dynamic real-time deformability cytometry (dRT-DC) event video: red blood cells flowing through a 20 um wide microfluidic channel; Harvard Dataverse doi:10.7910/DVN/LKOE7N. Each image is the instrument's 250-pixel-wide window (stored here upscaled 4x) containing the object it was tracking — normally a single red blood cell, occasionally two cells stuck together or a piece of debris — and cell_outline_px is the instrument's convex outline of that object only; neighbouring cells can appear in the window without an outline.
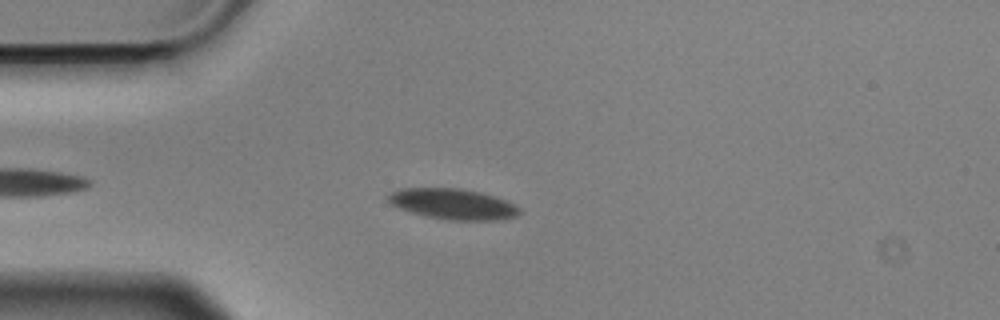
{"species": "Egyptian fruit bat (a non-hibernating species)", "species_latin": "Rousettus aegyptiacus", "temperature_condition": "cold", "stored_images_in_passage": 45, "camera_frame_rate_fps": 3000, "um_per_image_px": 0.085, "animal": {"sex": "male"}, "frame": {"image": 1, "passage_image": 7, "time_ms": 2.0, "image_size_px": [1000, 320], "cell_outline_px": [[520, 212], [516, 216], [500, 220], [448, 220], [424, 216], [400, 208], [392, 204], [388, 200], [388, 196], [392, 192], [400, 188], [460, 188], [480, 192], [504, 200], [520, 208]], "centroid_in_image_um": [38.49, 17.34], "position_along_channel_um": 46.5, "area_um2": 23.24}}
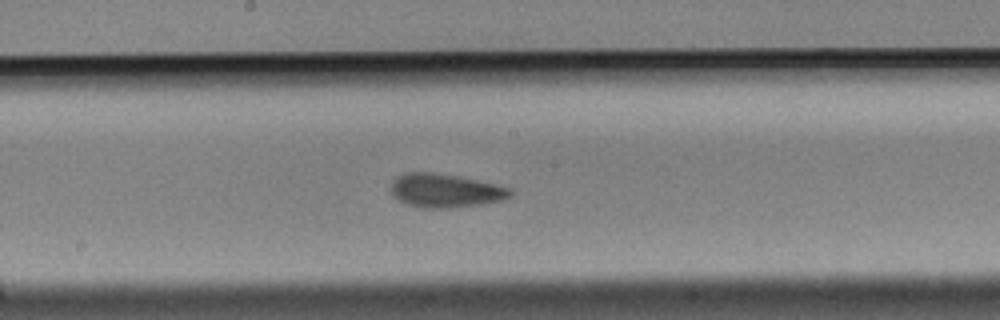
{"frame": {"image": 2, "passage_image": 22, "time_ms": 7.0, "image_size_px": [1000, 320], "cell_outline_px": [[512, 196], [504, 200], [484, 204], [448, 208], [424, 208], [408, 204], [396, 200], [392, 192], [392, 180], [396, 176], [408, 172], [432, 172], [456, 176], [496, 184], [512, 188]], "centroid_in_image_um": [37.87, 16.21], "position_along_channel_um": 210.3, "area_um2": 23.52}}
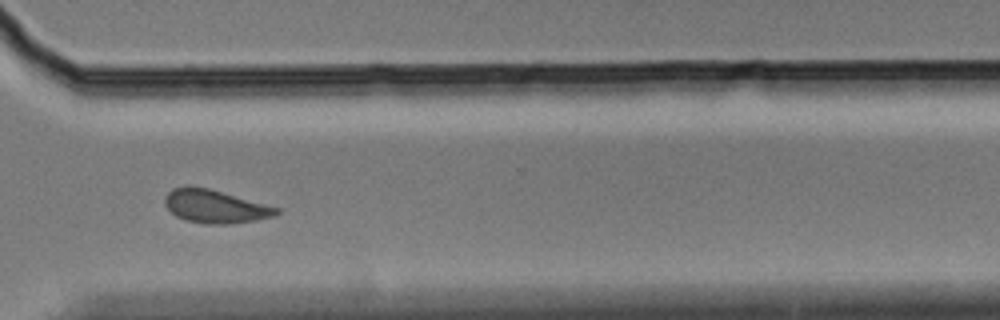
{"frame": {"image": 3, "passage_image": 34, "time_ms": 11.0, "image_size_px": [1000, 320], "cell_outline_px": [[280, 212], [276, 216], [256, 220], [228, 224], [204, 224], [184, 220], [176, 216], [164, 204], [164, 200], [168, 192], [172, 188], [188, 184], [208, 188], [280, 208]], "centroid_in_image_um": [18.26, 17.54], "position_along_channel_um": 352.3, "area_um2": 21.79}, "authors_computed_cell_mechanics": {"area_um2": 22.542, "velocity_mm_per_s": 3.5527, "shape_relaxation_time_tau1_ms": 3.9691, "shape_relaxation_time_tau2_ms": 5.311, "deformation_change_tau1": 0.0858, "deformation_change_tau2": 0.1074}}